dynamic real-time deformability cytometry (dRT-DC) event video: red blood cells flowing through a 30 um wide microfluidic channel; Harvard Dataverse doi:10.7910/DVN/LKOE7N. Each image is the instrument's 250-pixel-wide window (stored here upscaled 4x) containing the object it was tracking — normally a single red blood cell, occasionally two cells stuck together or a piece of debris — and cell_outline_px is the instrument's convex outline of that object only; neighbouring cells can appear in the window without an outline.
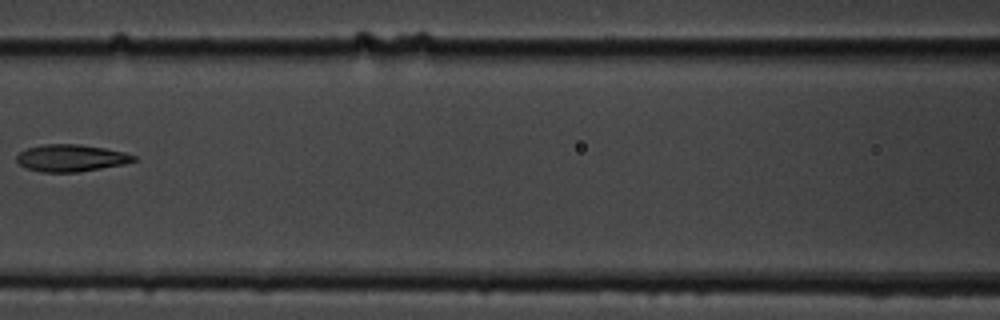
{"species": "common noctule bat (a hibernating species)", "species_latin": "Nyctalus noctula", "temperature_condition": "cold", "stored_images_in_passage": 10, "camera_frame_rate_fps": 3000, "um_per_image_px": 0.085, "animal": {"sex": "male", "body_mass_g": 19.5, "forearm_length_mm": 54.6}, "frame": {"image": 1, "passage_image": 7, "time_ms": 8.0, "image_size_px": [1000, 320], "cell_outline_px": [[136, 160], [124, 164], [76, 172], [44, 172], [28, 168], [20, 164], [16, 160], [16, 156], [20, 152], [28, 148], [44, 144], [80, 144], [104, 148], [124, 152], [136, 156]], "centroid_in_image_um": [6.04, 13.42], "position_along_channel_um": 160.6, "area_um2": 18.21}}
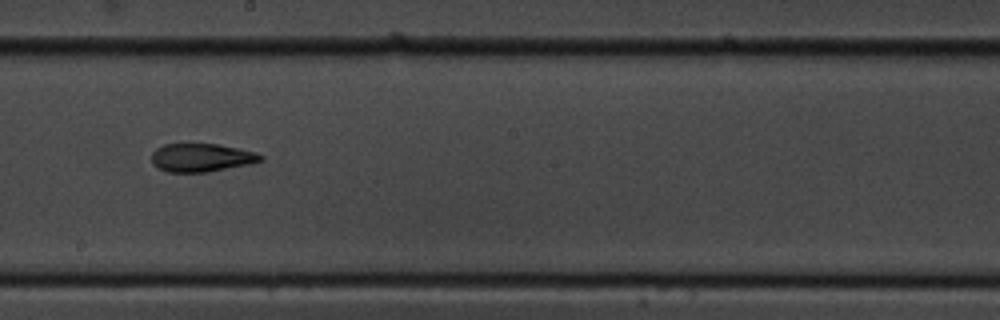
{"frame": {"image": 2, "passage_image": 9, "time_ms": 10.0, "image_size_px": [1000, 320], "cell_outline_px": [[264, 160], [252, 164], [208, 172], [168, 172], [156, 168], [152, 164], [152, 152], [156, 148], [164, 144], [216, 144], [256, 152], [264, 156]], "centroid_in_image_um": [17.13, 13.41], "position_along_channel_um": 231.1, "area_um2": 18.15}}
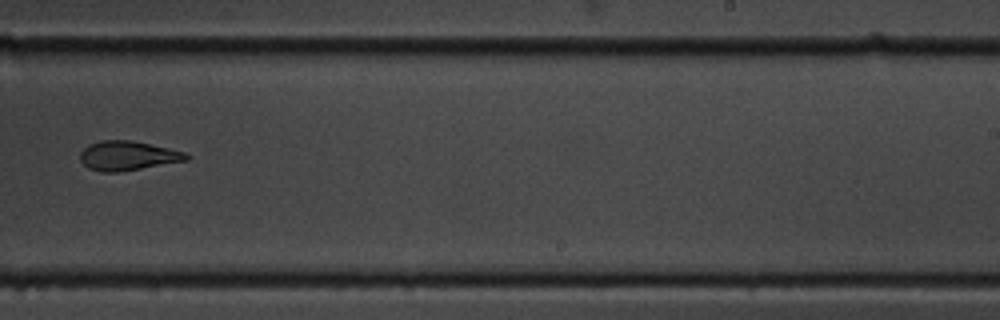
{"frame": {"image": 3, "passage_image": 10, "time_ms": 11.333, "image_size_px": [1000, 320], "cell_outline_px": [[192, 156], [188, 160], [120, 172], [100, 172], [88, 168], [80, 160], [80, 152], [88, 144], [100, 140], [132, 140], [168, 148], [184, 152]], "centroid_in_image_um": [10.84, 13.24], "position_along_channel_um": 278.2, "area_um2": 18.26}}